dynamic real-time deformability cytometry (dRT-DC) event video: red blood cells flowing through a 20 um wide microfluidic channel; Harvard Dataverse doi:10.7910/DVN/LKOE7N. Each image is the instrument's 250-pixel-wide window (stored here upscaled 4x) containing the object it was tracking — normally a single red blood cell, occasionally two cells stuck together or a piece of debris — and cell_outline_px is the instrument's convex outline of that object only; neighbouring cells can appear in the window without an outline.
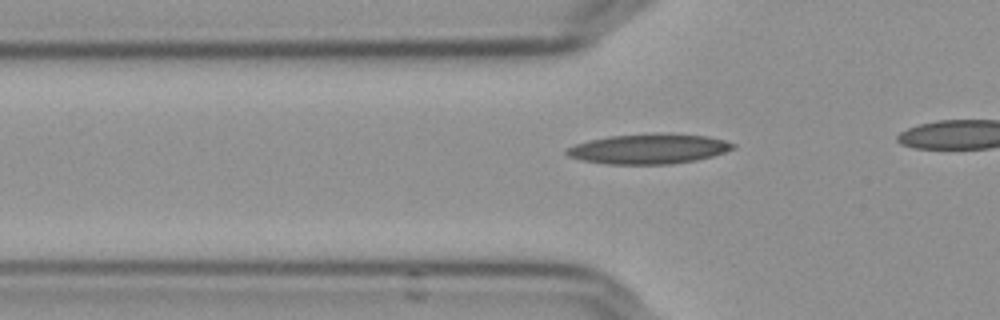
{"species": "Egyptian fruit bat (a non-hibernating species)", "species_latin": "Rousettus aegyptiacus", "temperature_condition": "cold", "stored_images_in_passage": 25, "camera_frame_rate_fps": 3000, "um_per_image_px": 0.085, "frame": {"image": 1, "passage_image": 15, "time_ms": 4.667, "image_size_px": [1000, 320], "cell_outline_px": [[736, 148], [712, 156], [696, 160], [672, 164], [608, 164], [580, 160], [568, 156], [564, 152], [564, 148], [588, 140], [608, 136], [656, 132], [668, 132], [708, 136], [724, 140], [736, 144]], "centroid_in_image_um": [55.13, 12.63], "position_along_channel_um": 70.7, "area_um2": 29.65}}
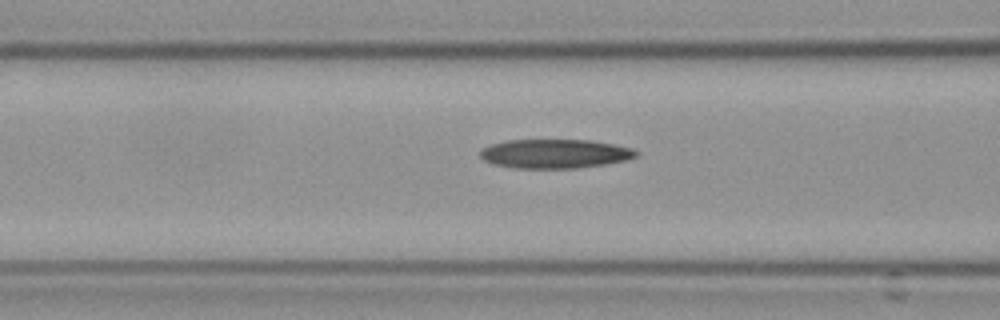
{"frame": {"image": 2, "passage_image": 19, "time_ms": 6.0, "image_size_px": [1000, 320], "cell_outline_px": [[640, 152], [636, 156], [628, 160], [604, 164], [576, 168], [516, 168], [492, 164], [484, 160], [480, 156], [480, 152], [484, 148], [492, 144], [508, 140], [588, 140], [616, 144], [632, 148]], "centroid_in_image_um": [47.2, 13.06], "position_along_channel_um": 119.4, "area_um2": 26.41}}
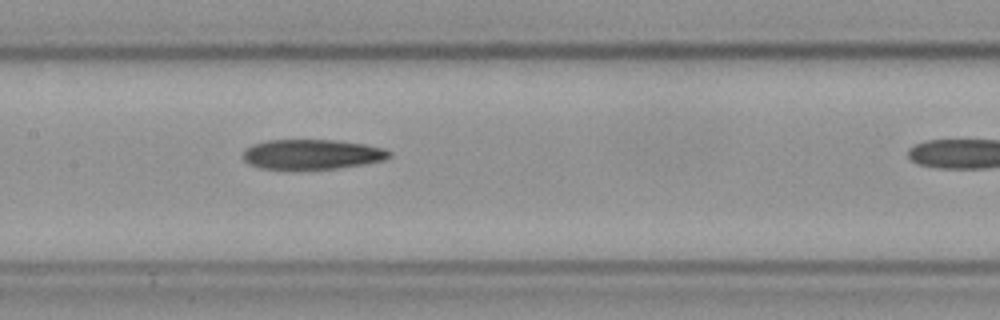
{"frame": {"image": 3, "passage_image": 24, "time_ms": 7.667, "image_size_px": [1000, 320], "cell_outline_px": [[392, 156], [384, 160], [364, 164], [340, 168], [260, 168], [248, 164], [244, 160], [244, 148], [252, 144], [268, 140], [336, 140], [364, 144], [384, 148], [392, 152]], "centroid_in_image_um": [26.54, 13.1], "position_along_channel_um": 180.9, "area_um2": 25.37}}